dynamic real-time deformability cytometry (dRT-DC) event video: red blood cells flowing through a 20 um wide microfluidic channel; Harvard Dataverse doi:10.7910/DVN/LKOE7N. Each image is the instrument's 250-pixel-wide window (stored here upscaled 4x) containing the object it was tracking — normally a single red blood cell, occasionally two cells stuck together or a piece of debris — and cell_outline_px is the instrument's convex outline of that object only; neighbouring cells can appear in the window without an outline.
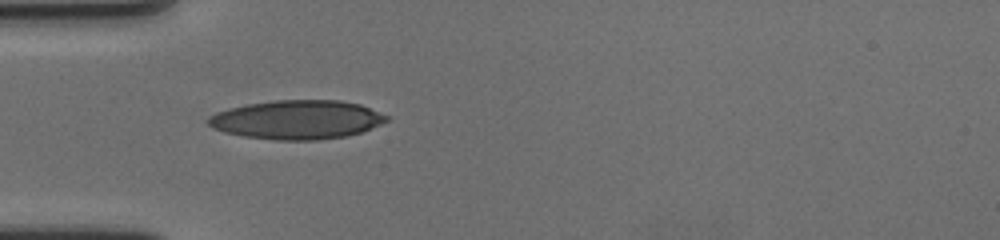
{"species": "human", "species_latin": "Homo sapiens", "temperature_condition": "cold", "stored_images_in_passage": 41, "camera_frame_rate_fps": 3000, "um_per_image_px": 0.085, "donor": {"sex": "female"}, "frame": {"image": 1, "passage_image": 1, "time_ms": 0.0, "image_size_px": [1000, 240], "cell_outline_px": [[388, 120], [380, 124], [360, 132], [348, 136], [316, 140], [272, 140], [244, 136], [224, 132], [212, 128], [208, 124], [208, 116], [216, 112], [228, 108], [248, 104], [276, 100], [340, 100], [360, 104], [388, 116]], "centroid_in_image_um": [25.22, 10.17], "position_along_channel_um": 59.8, "area_um2": 40.46}}
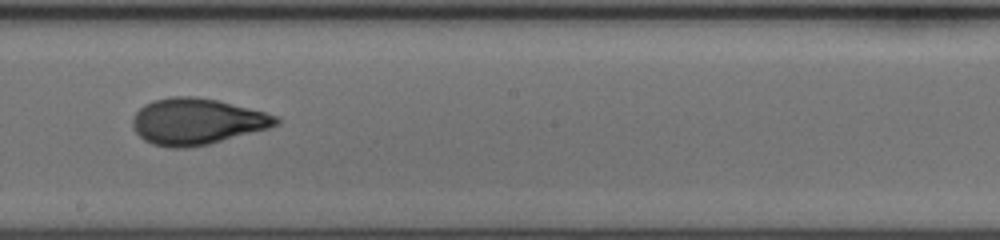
{"frame": {"image": 2, "passage_image": 16, "time_ms": 5.0, "image_size_px": [1000, 240], "cell_outline_px": [[280, 124], [268, 128], [208, 144], [188, 148], [172, 148], [152, 144], [144, 140], [132, 128], [132, 116], [144, 104], [152, 100], [172, 96], [196, 96], [216, 100], [264, 112], [276, 116], [280, 120]], "centroid_in_image_um": [16.68, 10.32], "position_along_channel_um": 231.5, "area_um2": 38.55}}
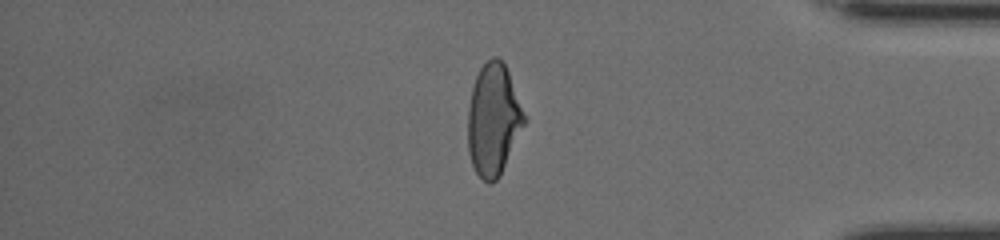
{"frame": {"image": 3, "passage_image": 32, "time_ms": 10.333, "image_size_px": [1000, 240], "cell_outline_px": [[524, 124], [500, 176], [492, 184], [488, 184], [476, 172], [472, 164], [468, 152], [468, 108], [472, 88], [476, 76], [480, 68], [492, 56], [496, 56], [504, 64], [508, 72], [524, 116]], "centroid_in_image_um": [41.9, 10.21], "position_along_channel_um": 393.3, "area_um2": 36.01}, "authors_computed_cell_mechanics": {"area_um2": 37.8012, "velocity_mm_per_s": 3.5193, "shape_relaxation_time_tau1_ms": 6.8379, "shape_relaxation_time_tau2_ms": 1.3307, "deformation_change_tau1": 0.2104, "deformation_change_tau2": 0.0771}}